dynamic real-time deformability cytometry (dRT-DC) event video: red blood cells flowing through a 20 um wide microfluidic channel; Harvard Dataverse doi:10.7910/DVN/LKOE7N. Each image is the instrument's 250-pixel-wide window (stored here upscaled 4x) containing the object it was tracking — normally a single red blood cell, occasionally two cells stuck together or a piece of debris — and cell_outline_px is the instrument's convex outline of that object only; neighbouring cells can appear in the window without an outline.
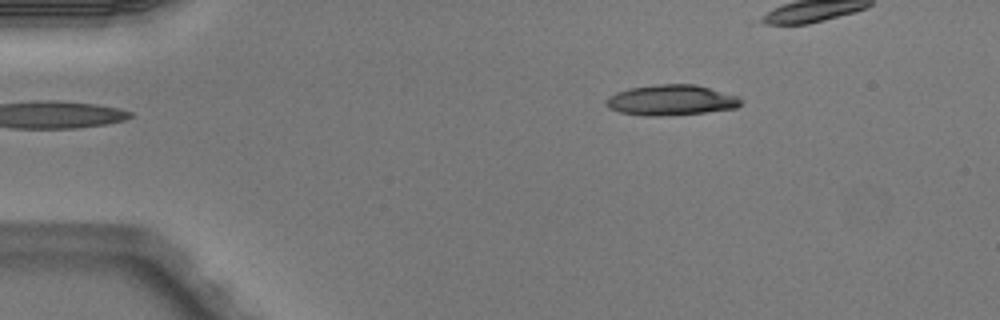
{"species": "Egyptian fruit bat (a non-hibernating species)", "species_latin": "Rousettus aegyptiacus", "temperature_condition": "warm", "stored_images_in_passage": 5, "camera_frame_rate_fps": 3000, "um_per_image_px": 0.085, "animal": {"sex": "male"}, "frame": {"image": 1, "passage_image": 1, "time_ms": 0.0, "image_size_px": [1000, 320], "cell_outline_px": [[744, 100], [736, 108], [704, 112], [660, 116], [644, 116], [620, 112], [608, 108], [604, 104], [604, 100], [608, 96], [616, 92], [628, 88], [656, 84], [696, 84], [736, 96]], "centroid_in_image_um": [56.98, 8.51], "position_along_channel_um": 28.0, "area_um2": 24.04}}
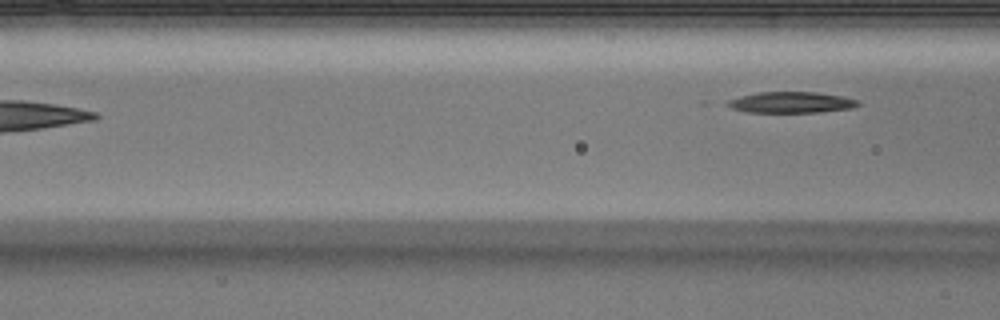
{"frame": {"image": 2, "passage_image": 5, "time_ms": 1.333, "image_size_px": [1000, 320], "cell_outline_px": [[860, 104], [852, 108], [816, 112], [744, 112], [732, 108], [724, 104], [728, 100], [740, 96], [760, 92], [816, 92], [844, 96], [860, 100]], "centroid_in_image_um": [67.26, 8.7], "position_along_channel_um": 99.3, "area_um2": 16.07}}